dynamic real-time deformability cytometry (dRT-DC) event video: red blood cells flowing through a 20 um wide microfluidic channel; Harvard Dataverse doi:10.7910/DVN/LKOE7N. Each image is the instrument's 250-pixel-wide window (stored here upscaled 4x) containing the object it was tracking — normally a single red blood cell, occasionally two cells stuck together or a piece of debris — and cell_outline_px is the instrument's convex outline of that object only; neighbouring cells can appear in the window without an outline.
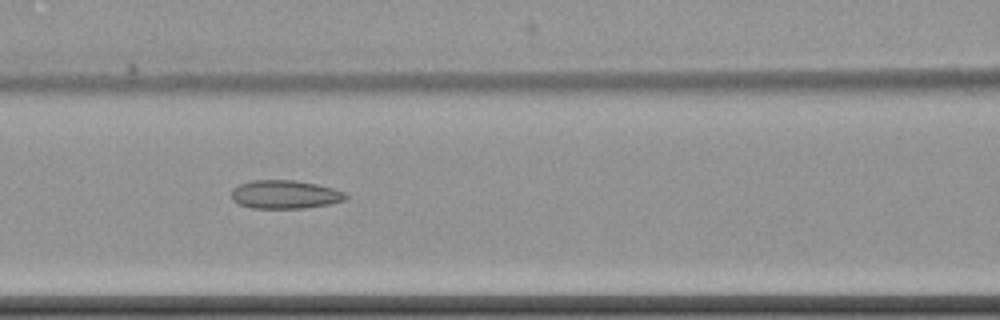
{"species": "common noctule bat (a hibernating species)", "species_latin": "Nyctalus noctula", "temperature_condition": "cold", "stored_images_in_passage": 15, "camera_frame_rate_fps": 3000, "um_per_image_px": 0.085, "animal": {"sex": "female", "body_mass_g": 22.7, "forearm_length_mm": 54.2}, "frame": {"image": 1, "passage_image": 7, "time_ms": 8.667, "image_size_px": [1000, 320], "cell_outline_px": [[348, 200], [328, 204], [304, 208], [252, 208], [240, 204], [232, 200], [232, 188], [240, 184], [252, 180], [296, 180], [316, 184], [332, 188], [344, 192], [348, 196]], "centroid_in_image_um": [24.23, 16.53], "position_along_channel_um": 142.4, "area_um2": 18.96}}
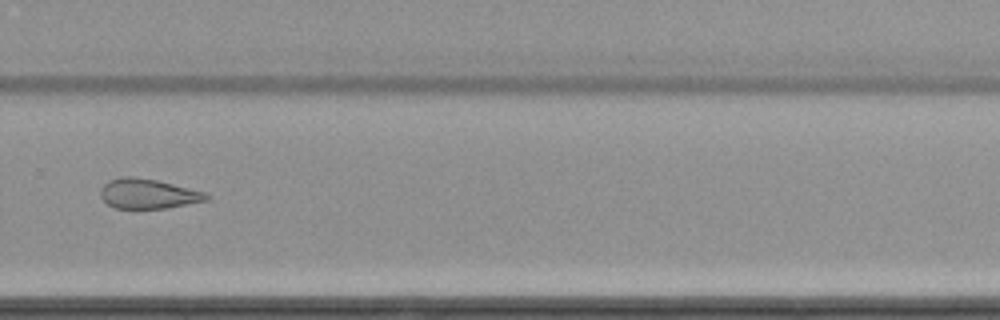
{"frame": {"image": 2, "passage_image": 11, "time_ms": 13.667, "image_size_px": [1000, 320], "cell_outline_px": [[212, 196], [208, 200], [164, 208], [116, 208], [108, 204], [100, 196], [100, 188], [108, 180], [120, 176], [132, 176], [156, 180], [208, 192]], "centroid_in_image_um": [12.6, 16.45], "position_along_channel_um": 317.2, "area_um2": 18.5}}
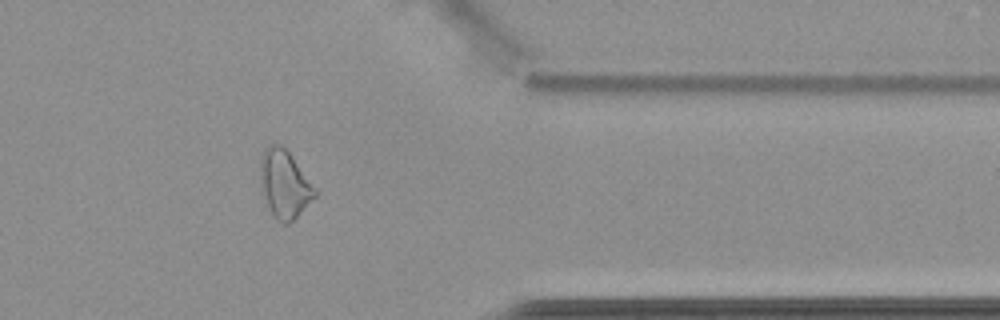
{"frame": {"image": 3, "passage_image": 13, "time_ms": 16.0, "image_size_px": [1000, 320], "cell_outline_px": [[320, 192], [288, 224], [284, 224], [276, 220], [260, 192], [260, 156], [264, 148], [272, 140], [280, 144], [292, 156]], "centroid_in_image_um": [24.16, 15.6], "position_along_channel_um": 387.2, "area_um2": 22.08}, "authors_computed_cell_mechanics": {"area_um2": 22.0796, "velocity_mm_per_s": 3.5156, "shape_relaxation_time_tau1_ms": null, "shape_relaxation_time_tau2_ms": 5.5915, "deformation_change_tau1": null, "deformation_change_tau2": 0.1129}}